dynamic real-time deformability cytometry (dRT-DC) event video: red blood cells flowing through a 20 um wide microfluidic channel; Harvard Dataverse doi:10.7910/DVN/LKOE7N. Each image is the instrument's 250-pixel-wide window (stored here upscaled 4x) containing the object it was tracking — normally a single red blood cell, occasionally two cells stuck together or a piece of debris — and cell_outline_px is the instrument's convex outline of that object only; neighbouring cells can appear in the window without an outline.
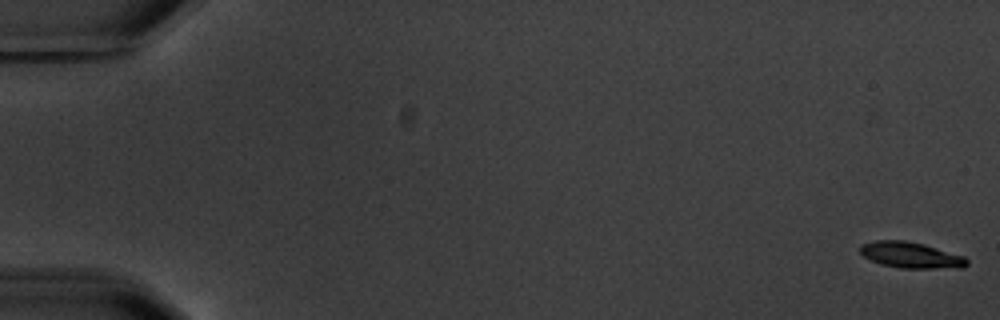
{"species": "common noctule bat (a hibernating species)", "species_latin": "Nyctalus noctula", "temperature_condition": "warm", "stored_images_in_passage": 7, "camera_frame_rate_fps": 3000, "um_per_image_px": 0.085, "animal": {"sex": "male", "body_mass_g": 20.1, "forearm_length_mm": 53.5}, "frame": {"image": 1, "passage_image": 1, "time_ms": 0.0, "image_size_px": [1000, 320], "cell_outline_px": [[968, 264], [964, 268], [900, 268], [880, 264], [864, 256], [860, 252], [860, 244], [876, 240], [904, 240], [924, 244], [964, 256], [968, 260]], "centroid_in_image_um": [77.43, 21.68], "position_along_channel_um": 7.6, "area_um2": 16.24}}
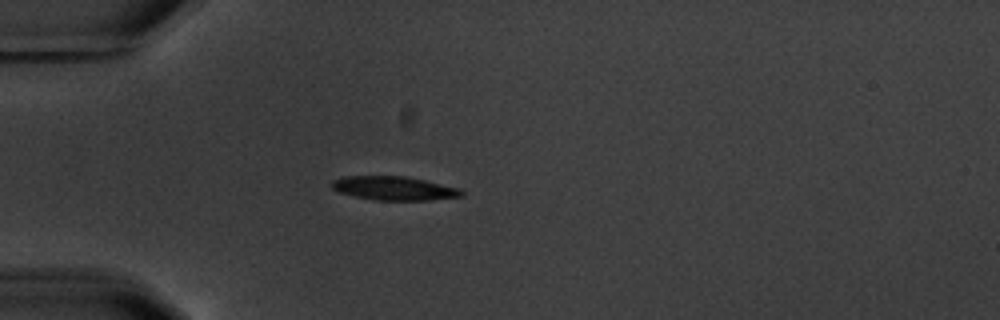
{"frame": {"image": 2, "passage_image": 6, "time_ms": 9.0, "image_size_px": [1000, 320], "cell_outline_px": [[464, 196], [428, 200], [376, 200], [356, 196], [340, 192], [332, 188], [332, 180], [344, 176], [404, 176], [424, 180], [460, 188], [464, 192]], "centroid_in_image_um": [33.52, 16.0], "position_along_channel_um": 51.5, "area_um2": 17.86}}